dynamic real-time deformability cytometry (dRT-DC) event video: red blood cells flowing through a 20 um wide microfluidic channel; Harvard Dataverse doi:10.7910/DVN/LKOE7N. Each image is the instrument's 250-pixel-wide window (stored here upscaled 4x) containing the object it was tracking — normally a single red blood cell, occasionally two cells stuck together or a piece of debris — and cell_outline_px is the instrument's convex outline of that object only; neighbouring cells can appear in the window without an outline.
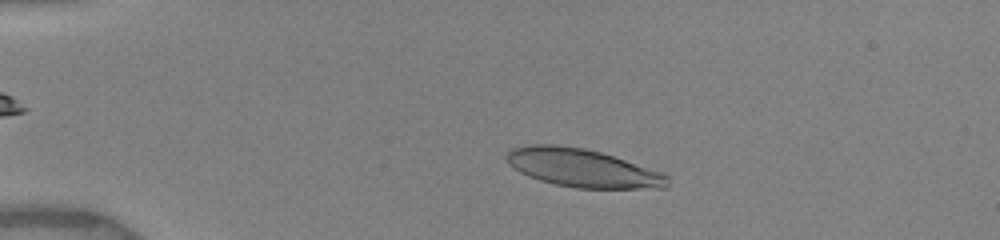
{"species": "human", "species_latin": "Homo sapiens", "temperature_condition": "warm", "stored_images_in_passage": 32, "camera_frame_rate_fps": 3000, "um_per_image_px": 0.085, "donor": {"sex": "female"}, "frame": {"image": 1, "passage_image": 18, "time_ms": 3.0, "image_size_px": [1000, 240], "cell_outline_px": [[668, 188], [576, 188], [556, 184], [540, 180], [528, 176], [512, 168], [508, 164], [504, 156], [512, 148], [528, 144], [556, 144], [584, 148], [600, 152], [660, 172], [668, 176]], "centroid_in_image_um": [49.44, 14.27], "position_along_channel_um": 35.6, "area_um2": 35.66}}
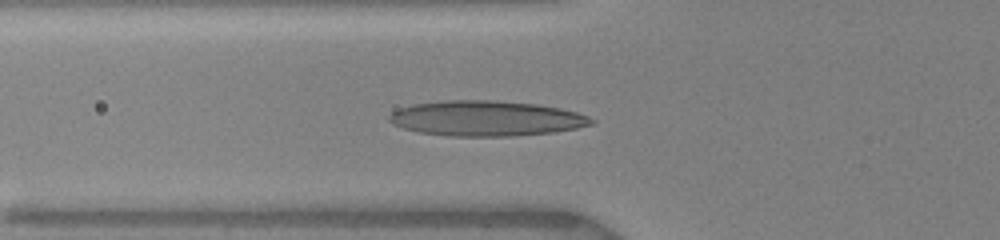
{"frame": {"image": 2, "passage_image": 27, "time_ms": 5.667, "image_size_px": [1000, 240], "cell_outline_px": [[596, 120], [592, 124], [576, 128], [552, 132], [512, 136], [448, 136], [420, 132], [404, 128], [392, 124], [388, 120], [388, 116], [396, 108], [412, 104], [444, 100], [488, 100], [536, 104], [560, 108], [576, 112], [588, 116]], "centroid_in_image_um": [41.28, 10.06], "position_along_channel_um": 84.5, "area_um2": 41.56}}